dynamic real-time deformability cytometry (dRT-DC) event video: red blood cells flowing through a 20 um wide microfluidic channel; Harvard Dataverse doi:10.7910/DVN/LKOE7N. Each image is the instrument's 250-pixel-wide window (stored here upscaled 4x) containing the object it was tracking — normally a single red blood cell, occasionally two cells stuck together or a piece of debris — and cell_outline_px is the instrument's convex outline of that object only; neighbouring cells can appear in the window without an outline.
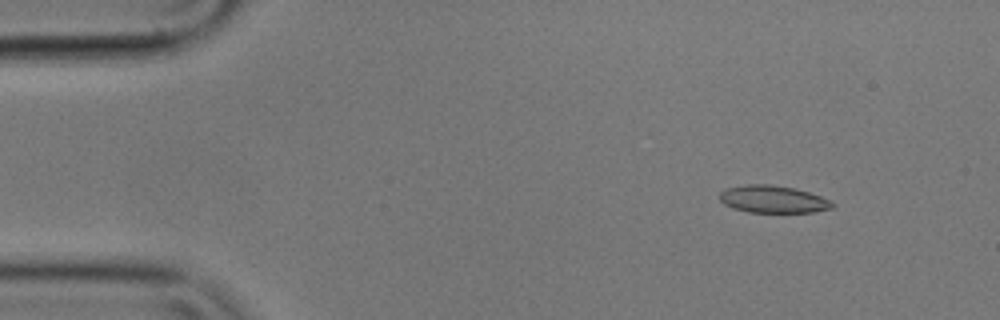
{"species": "common noctule bat (a hibernating species)", "species_latin": "Nyctalus noctula", "temperature_condition": "cold", "stored_images_in_passage": 51, "camera_frame_rate_fps": 3000, "um_per_image_px": 0.085, "animal": {"sex": "male", "body_mass_g": 17.9}, "frame": {"image": 1, "passage_image": 2, "time_ms": 0.333, "image_size_px": [1000, 320], "cell_outline_px": [[836, 204], [832, 208], [812, 212], [748, 212], [732, 208], [724, 204], [720, 200], [720, 192], [724, 188], [744, 184], [772, 184], [792, 188], [808, 192], [820, 196]], "centroid_in_image_um": [65.66, 16.93], "position_along_channel_um": 19.3, "area_um2": 17.98}}
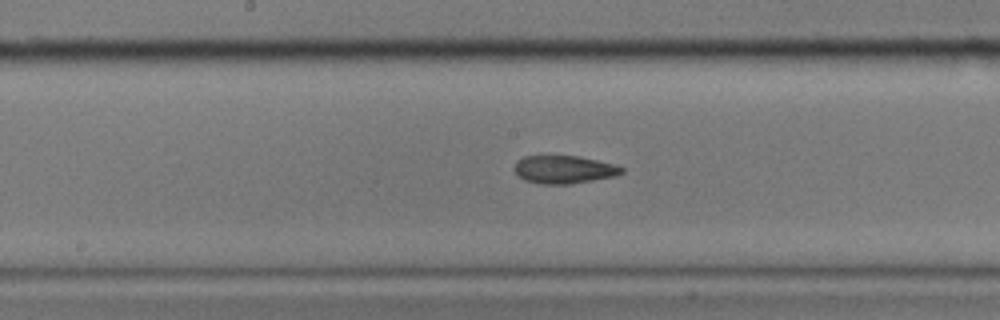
{"frame": {"image": 2, "passage_image": 24, "time_ms": 7.667, "image_size_px": [1000, 320], "cell_outline_px": [[624, 172], [616, 176], [572, 184], [540, 184], [524, 180], [512, 168], [516, 160], [524, 156], [580, 156], [616, 164], [624, 168]], "centroid_in_image_um": [47.95, 14.41], "position_along_channel_um": 200.2, "area_um2": 17.74}}
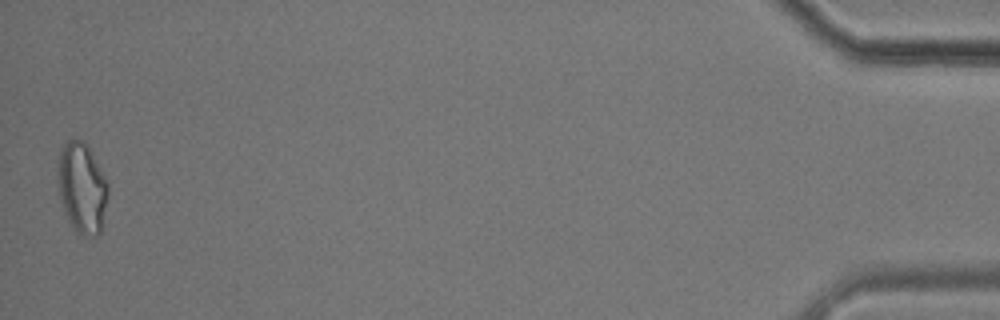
{"frame": {"image": 3, "passage_image": 51, "time_ms": 16.667, "image_size_px": [1000, 320], "cell_outline_px": [[108, 196], [100, 232], [96, 236], [84, 236], [76, 232], [72, 228], [68, 220], [60, 200], [60, 152], [64, 144], [68, 140], [84, 140], [104, 176], [108, 184]], "centroid_in_image_um": [7.0, 16.02], "position_along_channel_um": 428.2, "area_um2": 25.78}, "authors_computed_cell_mechanics": {"area_um2": 18.2648, "velocity_mm_per_s": 3.5562, "shape_relaxation_time_tau1_ms": 8.5183, "shape_relaxation_time_tau2_ms": 3.0968, "deformation_change_tau1": 0.1729, "deformation_change_tau2": 0.0929}}